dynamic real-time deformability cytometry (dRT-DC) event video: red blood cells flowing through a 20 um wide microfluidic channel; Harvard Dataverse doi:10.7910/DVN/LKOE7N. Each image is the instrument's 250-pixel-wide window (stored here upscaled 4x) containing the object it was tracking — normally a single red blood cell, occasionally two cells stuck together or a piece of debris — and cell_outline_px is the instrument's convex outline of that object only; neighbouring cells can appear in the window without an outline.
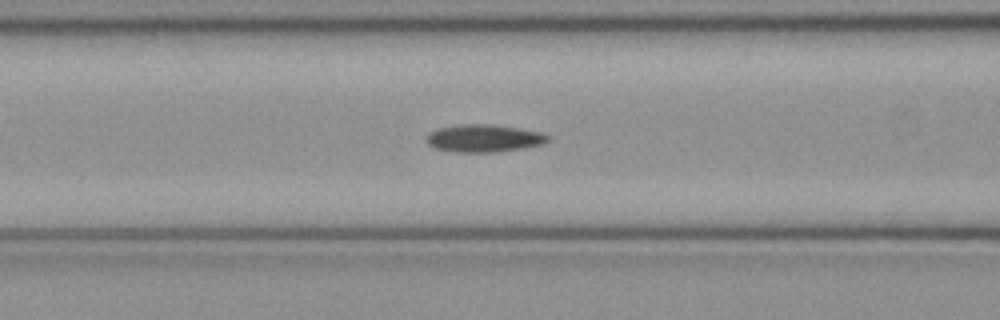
{"species": "common noctule bat (a hibernating species)", "species_latin": "Nyctalus noctula", "temperature_condition": "cold", "stored_images_in_passage": 52, "camera_frame_rate_fps": 3000, "um_per_image_px": 0.085, "animal": {"sex": "female", "body_mass_g": 21.9}, "frame": {"image": 1, "passage_image": 21, "time_ms": 6.667, "image_size_px": [1000, 320], "cell_outline_px": [[548, 140], [544, 144], [524, 148], [496, 152], [452, 152], [432, 148], [424, 140], [424, 136], [428, 132], [436, 128], [460, 124], [488, 124], [516, 128], [540, 132], [548, 136]], "centroid_in_image_um": [41.02, 11.76], "position_along_channel_um": 125.6, "area_um2": 19.77}}
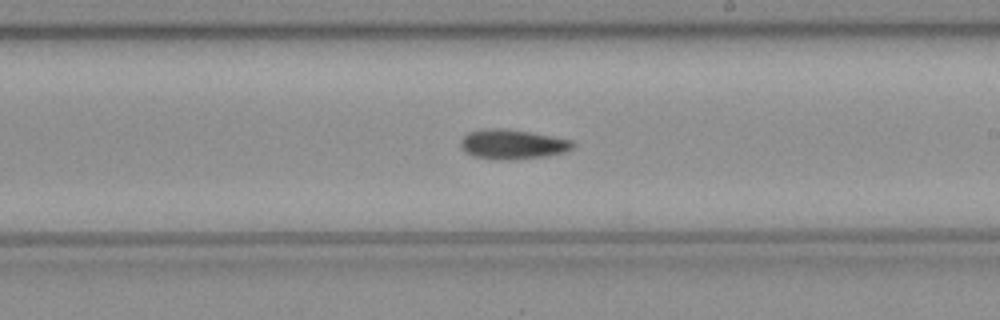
{"frame": {"image": 2, "passage_image": 30, "time_ms": 9.667, "image_size_px": [1000, 320], "cell_outline_px": [[576, 144], [568, 152], [544, 156], [508, 160], [500, 160], [472, 156], [464, 152], [460, 144], [460, 140], [468, 132], [484, 128], [500, 128], [528, 132], [552, 136], [572, 140]], "centroid_in_image_um": [43.55, 12.27], "position_along_channel_um": 245.5, "area_um2": 19.48}}
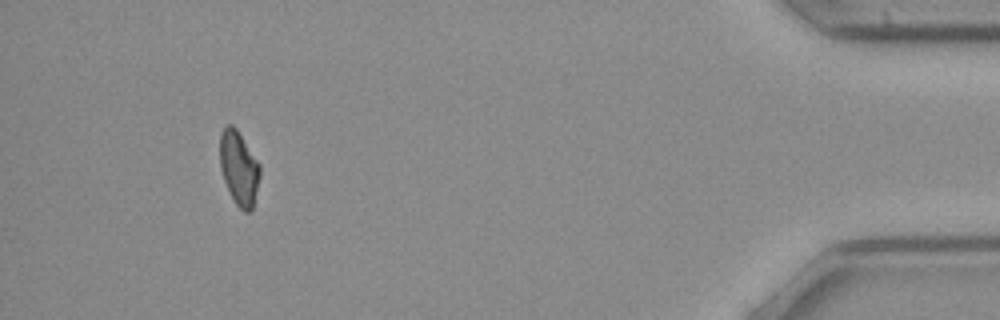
{"frame": {"image": 3, "passage_image": 48, "time_ms": 15.667, "image_size_px": [1000, 320], "cell_outline_px": [[260, 176], [252, 208], [248, 212], [244, 212], [236, 204], [224, 180], [220, 168], [220, 132], [228, 124], [232, 124], [236, 128], [260, 164]], "centroid_in_image_um": [20.3, 14.26], "position_along_channel_um": 414.9, "area_um2": 17.05}}